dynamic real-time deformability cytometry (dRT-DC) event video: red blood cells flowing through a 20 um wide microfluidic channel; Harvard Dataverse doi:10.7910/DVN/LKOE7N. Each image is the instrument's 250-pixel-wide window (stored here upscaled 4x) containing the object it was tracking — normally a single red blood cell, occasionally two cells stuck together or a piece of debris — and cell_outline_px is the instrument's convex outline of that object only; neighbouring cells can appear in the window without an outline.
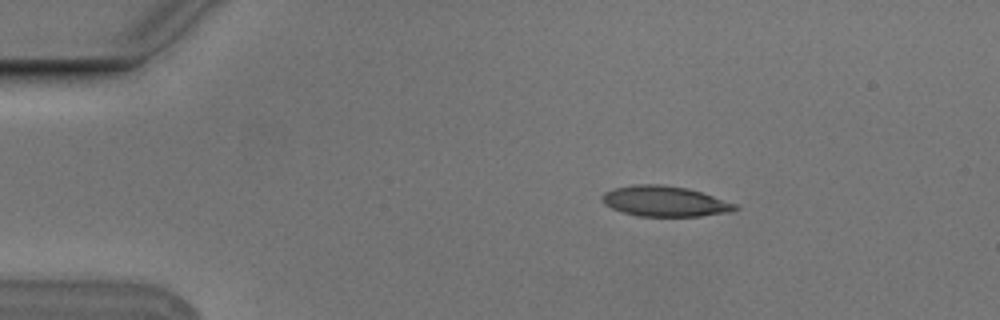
{"species": "Egyptian fruit bat (a non-hibernating species)", "species_latin": "Rousettus aegyptiacus", "temperature_condition": "cold", "stored_images_in_passage": 27, "camera_frame_rate_fps": 3000, "um_per_image_px": 0.085, "animal": {"sex": "male"}, "frame": {"image": 1, "passage_image": 10, "time_ms": 3.0, "image_size_px": [1000, 320], "cell_outline_px": [[740, 208], [728, 212], [700, 216], [640, 216], [624, 212], [612, 208], [604, 204], [600, 196], [604, 192], [612, 188], [632, 184], [660, 184], [688, 188], [736, 204]], "centroid_in_image_um": [56.46, 17.09], "position_along_channel_um": 28.5, "area_um2": 23.52}}
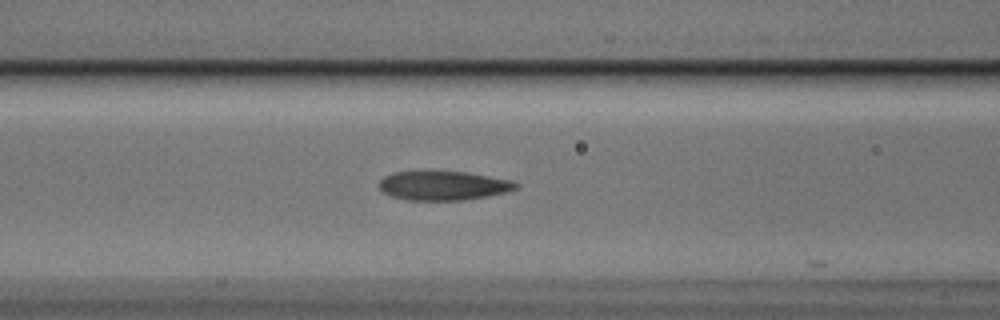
{"frame": {"image": 2, "passage_image": 23, "time_ms": 7.333, "image_size_px": [1000, 320], "cell_outline_px": [[520, 184], [516, 188], [504, 192], [464, 200], [404, 200], [392, 196], [384, 192], [380, 188], [380, 180], [384, 176], [392, 172], [464, 172], [508, 180]], "centroid_in_image_um": [37.62, 15.78], "position_along_channel_um": 129.0, "area_um2": 22.66}}
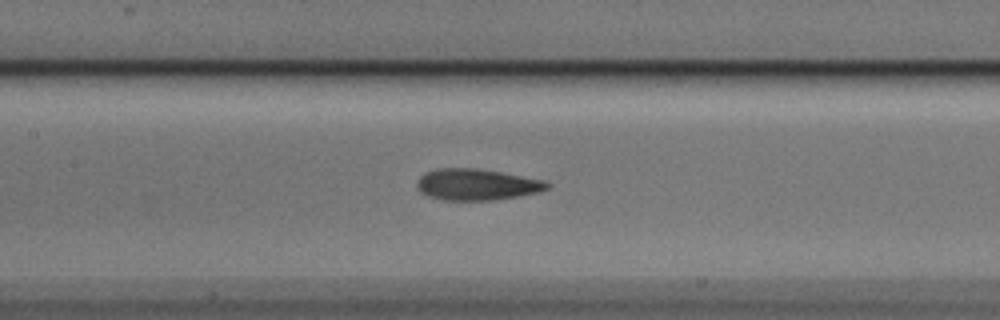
{"frame": {"image": 3, "passage_image": 26, "time_ms": 8.333, "image_size_px": [1000, 320], "cell_outline_px": [[552, 184], [548, 188], [540, 192], [520, 196], [492, 200], [444, 200], [428, 196], [420, 192], [416, 188], [416, 180], [424, 172], [436, 168], [476, 168], [500, 172], [544, 180]], "centroid_in_image_um": [40.49, 15.68], "position_along_channel_um": 166.9, "area_um2": 23.99}}